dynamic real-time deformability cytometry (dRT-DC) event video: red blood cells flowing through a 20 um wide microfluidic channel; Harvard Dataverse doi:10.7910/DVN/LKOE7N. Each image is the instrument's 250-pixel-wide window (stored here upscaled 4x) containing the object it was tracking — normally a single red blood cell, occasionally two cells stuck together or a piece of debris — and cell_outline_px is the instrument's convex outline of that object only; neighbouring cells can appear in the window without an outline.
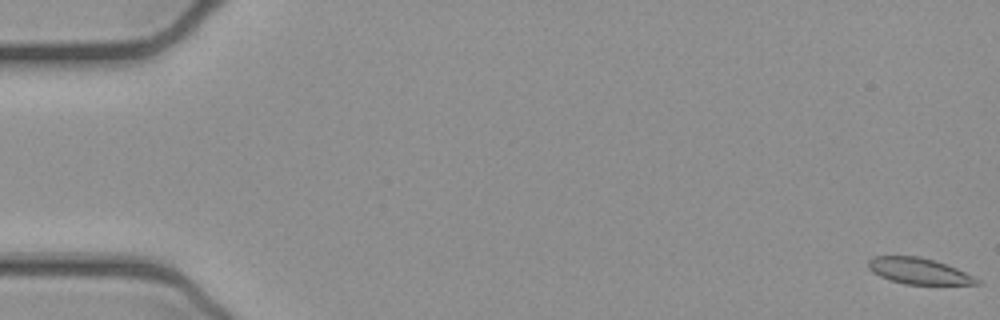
{"species": "common noctule bat (a hibernating species)", "species_latin": "Nyctalus noctula", "temperature_condition": "cold", "stored_images_in_passage": 53, "camera_frame_rate_fps": 3000, "um_per_image_px": 0.085, "animal": {"sex": "female", "body_mass_g": 21.9}, "frame": {"image": 1, "passage_image": 1, "time_ms": 0.0, "image_size_px": [1000, 320], "cell_outline_px": [[980, 284], [904, 284], [880, 276], [872, 272], [868, 268], [868, 260], [872, 256], [920, 256], [956, 268], [980, 280]], "centroid_in_image_um": [78.04, 23.03], "position_along_channel_um": 7.0, "area_um2": 16.24}}
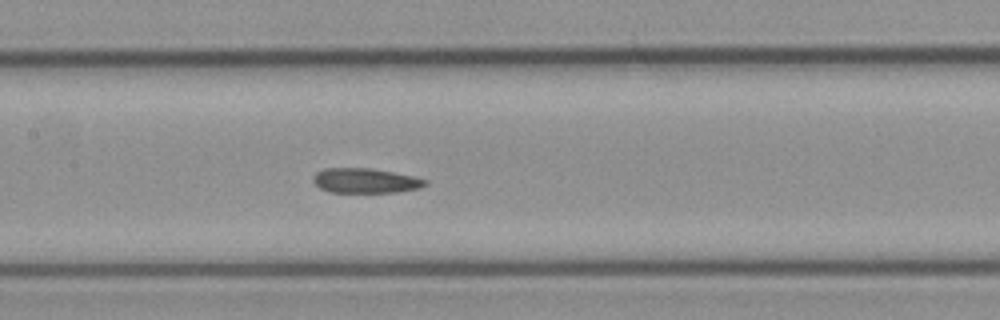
{"frame": {"image": 2, "passage_image": 26, "time_ms": 8.333, "image_size_px": [1000, 320], "cell_outline_px": [[428, 184], [420, 188], [396, 192], [328, 192], [320, 188], [312, 180], [312, 176], [316, 172], [324, 168], [372, 168], [396, 172], [416, 176], [428, 180]], "centroid_in_image_um": [31.08, 15.34], "position_along_channel_um": 176.3, "area_um2": 16.47}}
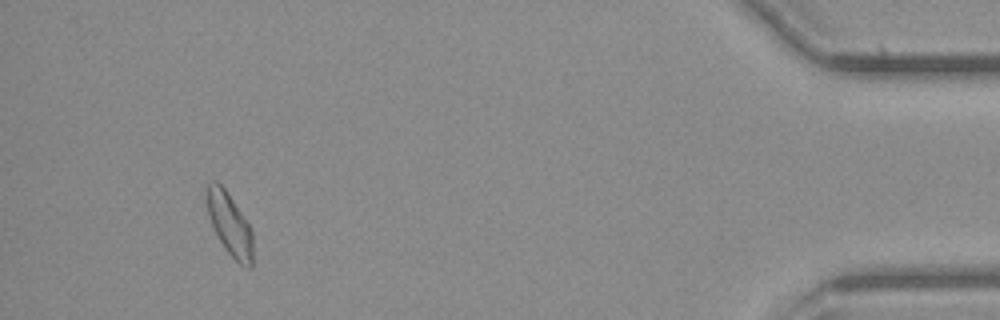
{"frame": {"image": 3, "passage_image": 50, "time_ms": 16.333, "image_size_px": [1000, 320], "cell_outline_px": [[252, 268], [248, 268], [240, 264], [224, 248], [212, 228], [208, 216], [204, 200], [204, 188], [212, 180], [216, 180], [224, 188], [248, 224], [252, 232]], "centroid_in_image_um": [19.44, 19.02], "position_along_channel_um": 415.8, "area_um2": 16.99}, "authors_computed_cell_mechanics": {"area_um2": 16.9354, "velocity_mm_per_s": 3.8865, "shape_relaxation_time_tau1_ms": null, "shape_relaxation_time_tau2_ms": 4.1384, "deformation_change_tau1": null, "deformation_change_tau2": 0.0784}}